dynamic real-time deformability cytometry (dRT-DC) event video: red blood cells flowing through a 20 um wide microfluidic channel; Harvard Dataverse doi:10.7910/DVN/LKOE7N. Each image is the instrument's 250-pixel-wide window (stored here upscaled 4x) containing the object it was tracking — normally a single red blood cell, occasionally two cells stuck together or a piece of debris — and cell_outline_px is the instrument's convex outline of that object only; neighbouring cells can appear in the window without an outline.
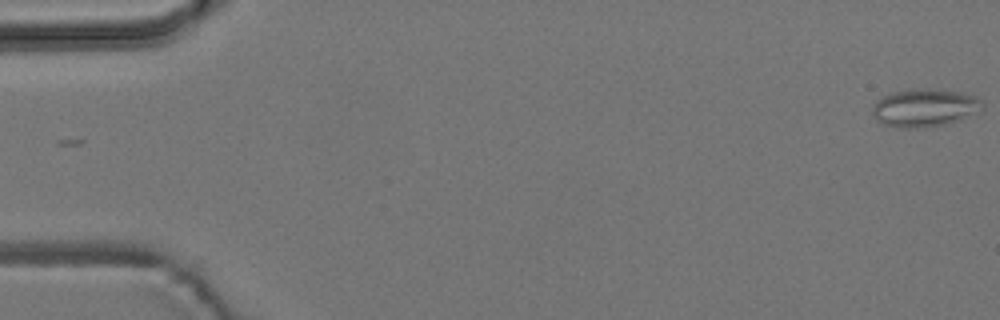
{"species": "common noctule bat (a hibernating species)", "species_latin": "Nyctalus noctula", "temperature_condition": "room temperature", "stored_images_in_passage": 2, "camera_frame_rate_fps": 3000, "um_per_image_px": 0.085, "animal": {"sex": "male", "body_mass_g": 19.2, "forearm_length_mm": 51.8}, "frame": {"image": 1, "passage_image": 2, "time_ms": 1.333, "image_size_px": [1000, 320], "cell_outline_px": [[984, 108], [960, 120], [944, 124], [916, 128], [904, 128], [884, 124], [876, 120], [872, 112], [872, 104], [876, 100], [892, 92], [908, 88], [928, 88], [960, 92], [976, 96], [984, 104]], "centroid_in_image_um": [78.57, 9.14], "position_along_channel_um": 6.4, "area_um2": 24.45}}